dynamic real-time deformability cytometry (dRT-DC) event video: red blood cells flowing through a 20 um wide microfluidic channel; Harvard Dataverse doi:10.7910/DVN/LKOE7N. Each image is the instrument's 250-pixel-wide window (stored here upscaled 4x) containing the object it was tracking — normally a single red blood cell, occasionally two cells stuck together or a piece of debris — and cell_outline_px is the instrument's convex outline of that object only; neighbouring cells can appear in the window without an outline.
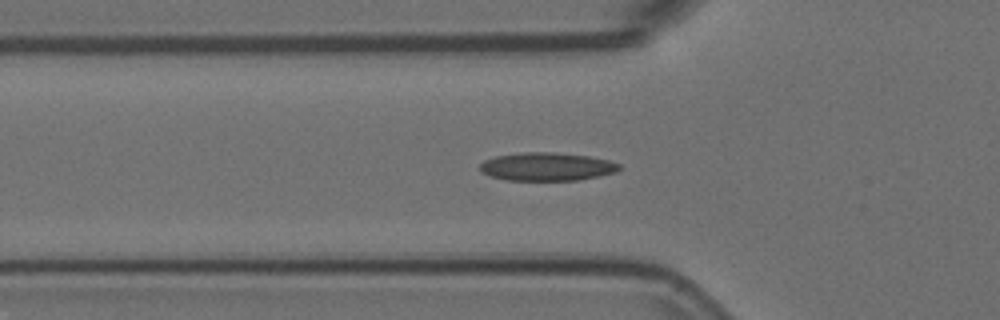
{"species": "Egyptian fruit bat (a non-hibernating species)", "species_latin": "Rousettus aegyptiacus", "temperature_condition": "room temperature", "stored_images_in_passage": 38, "camera_frame_rate_fps": 3000, "um_per_image_px": 0.085, "animal": {"sex": "female"}, "frame": {"image": 1, "passage_image": 4, "time_ms": 1.0, "image_size_px": [1000, 320], "cell_outline_px": [[620, 168], [616, 172], [600, 176], [580, 180], [504, 180], [480, 172], [480, 164], [484, 160], [496, 156], [524, 152], [552, 152], [588, 156], [608, 160], [620, 164]], "centroid_in_image_um": [46.48, 14.17], "position_along_channel_um": 79.3, "area_um2": 22.89}}
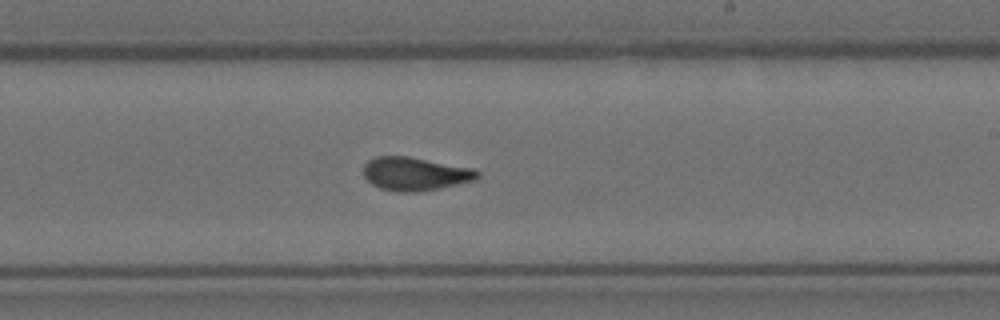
{"frame": {"image": 2, "passage_image": 18, "time_ms": 5.667, "image_size_px": [1000, 320], "cell_outline_px": [[480, 176], [476, 180], [436, 188], [412, 192], [396, 192], [380, 188], [372, 184], [364, 176], [364, 164], [368, 160], [376, 156], [408, 156], [472, 168], [480, 172]], "centroid_in_image_um": [35.26, 14.76], "position_along_channel_um": 253.7, "area_um2": 21.96}}
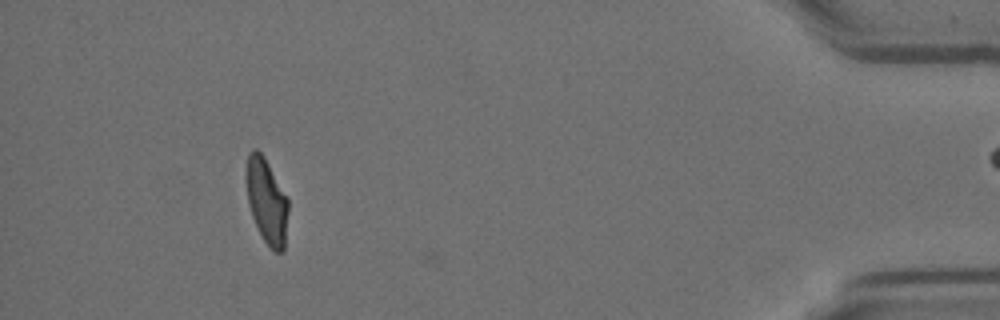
{"frame": {"image": 3, "passage_image": 36, "time_ms": 11.667, "image_size_px": [1000, 320], "cell_outline_px": [[288, 212], [284, 252], [276, 252], [268, 248], [252, 216], [248, 204], [244, 176], [244, 172], [248, 152], [252, 148], [256, 148], [264, 156], [288, 200]], "centroid_in_image_um": [22.63, 17.06], "position_along_channel_um": 412.6, "area_um2": 21.15}, "authors_computed_cell_mechanics": {"area_um2": 21.7617, "velocity_mm_per_s": 3.7152, "shape_relaxation_time_tau1_ms": 8.8235, "shape_relaxation_time_tau2_ms": 1.6554, "deformation_change_tau1": 0.2218, "deformation_change_tau2": 0.079}}